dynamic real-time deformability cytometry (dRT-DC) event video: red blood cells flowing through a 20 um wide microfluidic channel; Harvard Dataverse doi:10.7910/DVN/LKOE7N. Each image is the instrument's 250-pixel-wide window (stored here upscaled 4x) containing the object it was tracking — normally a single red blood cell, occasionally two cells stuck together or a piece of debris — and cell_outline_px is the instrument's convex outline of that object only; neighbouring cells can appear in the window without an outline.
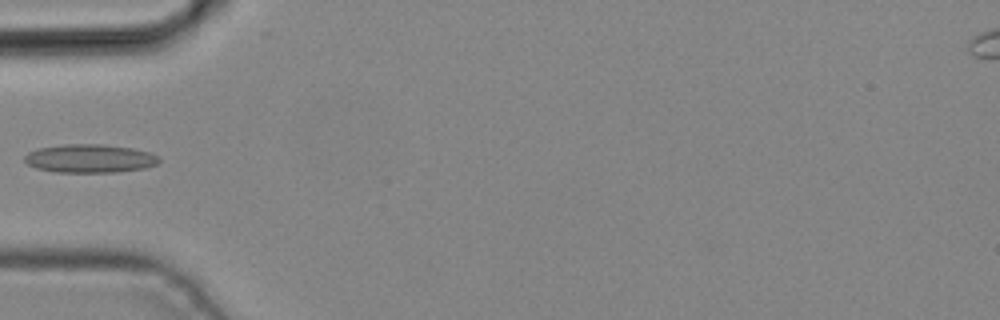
{"species": "common noctule bat (a hibernating species)", "species_latin": "Nyctalus noctula", "temperature_condition": "cold", "stored_images_in_passage": 5, "camera_frame_rate_fps": 3000, "um_per_image_px": 0.085, "animal": {"sex": "male", "body_mass_g": 19.2, "forearm_length_mm": 51.8}, "frame": {"image": 1, "passage_image": 5, "time_ms": 1.333, "image_size_px": [1000, 320], "cell_outline_px": [[160, 160], [156, 164], [144, 168], [116, 172], [56, 172], [36, 168], [28, 164], [24, 160], [24, 156], [28, 152], [40, 148], [64, 144], [104, 144], [132, 148], [148, 152], [160, 156]], "centroid_in_image_um": [7.64, 13.47], "position_along_channel_um": 77.4, "area_um2": 22.25}}